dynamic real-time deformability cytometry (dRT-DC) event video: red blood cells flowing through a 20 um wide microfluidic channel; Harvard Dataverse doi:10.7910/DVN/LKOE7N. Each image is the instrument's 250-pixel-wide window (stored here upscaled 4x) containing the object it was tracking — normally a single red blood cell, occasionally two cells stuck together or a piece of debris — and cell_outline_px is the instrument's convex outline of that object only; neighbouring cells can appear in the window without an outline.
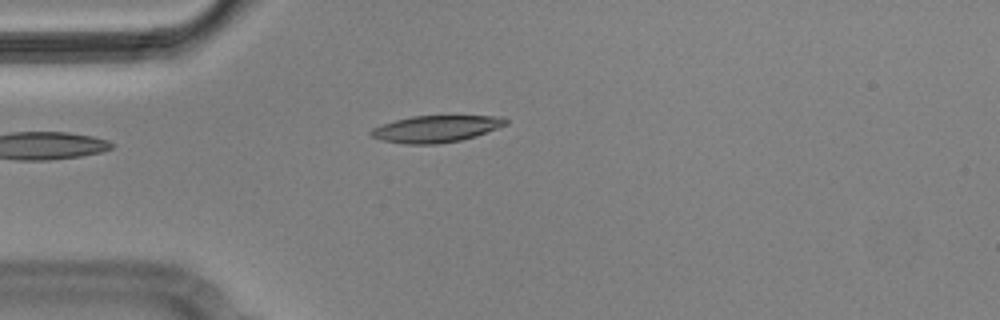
{"species": "Egyptian fruit bat (a non-hibernating species)", "species_latin": "Rousettus aegyptiacus", "temperature_condition": "cold", "stored_images_in_passage": 5, "camera_frame_rate_fps": 3000, "um_per_image_px": 0.085, "animal": {"sex": "male"}, "frame": {"image": 1, "passage_image": 5, "time_ms": 1.333, "image_size_px": [1000, 320], "cell_outline_px": [[508, 124], [476, 136], [460, 140], [436, 144], [404, 144], [380, 140], [372, 136], [368, 132], [372, 128], [396, 120], [412, 116], [504, 116], [508, 120]], "centroid_in_image_um": [37.07, 10.95], "position_along_channel_um": 47.9, "area_um2": 20.98}}